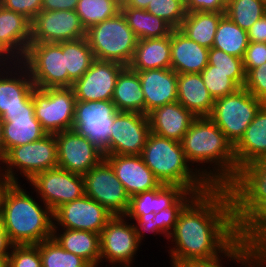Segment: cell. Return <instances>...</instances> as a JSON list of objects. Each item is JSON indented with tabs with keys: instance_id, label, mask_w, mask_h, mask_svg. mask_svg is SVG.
I'll list each match as a JSON object with an SVG mask.
<instances>
[{
	"instance_id": "1",
	"label": "cell",
	"mask_w": 266,
	"mask_h": 267,
	"mask_svg": "<svg viewBox=\"0 0 266 267\" xmlns=\"http://www.w3.org/2000/svg\"><path fill=\"white\" fill-rule=\"evenodd\" d=\"M227 187H211L196 195L179 213L168 237L170 260L207 259L221 255L237 238Z\"/></svg>"
},
{
	"instance_id": "2",
	"label": "cell",
	"mask_w": 266,
	"mask_h": 267,
	"mask_svg": "<svg viewBox=\"0 0 266 267\" xmlns=\"http://www.w3.org/2000/svg\"><path fill=\"white\" fill-rule=\"evenodd\" d=\"M181 145L187 161L191 166L196 163V172L211 187H227L235 178L237 163L234 146L209 117H196L182 138ZM205 163L210 164L207 167Z\"/></svg>"
},
{
	"instance_id": "3",
	"label": "cell",
	"mask_w": 266,
	"mask_h": 267,
	"mask_svg": "<svg viewBox=\"0 0 266 267\" xmlns=\"http://www.w3.org/2000/svg\"><path fill=\"white\" fill-rule=\"evenodd\" d=\"M20 184L3 182L0 187L2 223L14 245L39 244L53 236V211Z\"/></svg>"
},
{
	"instance_id": "4",
	"label": "cell",
	"mask_w": 266,
	"mask_h": 267,
	"mask_svg": "<svg viewBox=\"0 0 266 267\" xmlns=\"http://www.w3.org/2000/svg\"><path fill=\"white\" fill-rule=\"evenodd\" d=\"M141 157L161 184L179 185L197 195L211 188L187 161L181 142L150 132Z\"/></svg>"
},
{
	"instance_id": "5",
	"label": "cell",
	"mask_w": 266,
	"mask_h": 267,
	"mask_svg": "<svg viewBox=\"0 0 266 267\" xmlns=\"http://www.w3.org/2000/svg\"><path fill=\"white\" fill-rule=\"evenodd\" d=\"M85 38L94 59L114 61L124 66L130 64L138 41L121 11L89 27Z\"/></svg>"
},
{
	"instance_id": "6",
	"label": "cell",
	"mask_w": 266,
	"mask_h": 267,
	"mask_svg": "<svg viewBox=\"0 0 266 267\" xmlns=\"http://www.w3.org/2000/svg\"><path fill=\"white\" fill-rule=\"evenodd\" d=\"M55 167L57 141L54 134H47L38 141L11 148L0 162V177L3 182L19 183V172L29 182L36 174Z\"/></svg>"
},
{
	"instance_id": "7",
	"label": "cell",
	"mask_w": 266,
	"mask_h": 267,
	"mask_svg": "<svg viewBox=\"0 0 266 267\" xmlns=\"http://www.w3.org/2000/svg\"><path fill=\"white\" fill-rule=\"evenodd\" d=\"M227 188L240 228L266 202V156L240 167Z\"/></svg>"
},
{
	"instance_id": "8",
	"label": "cell",
	"mask_w": 266,
	"mask_h": 267,
	"mask_svg": "<svg viewBox=\"0 0 266 267\" xmlns=\"http://www.w3.org/2000/svg\"><path fill=\"white\" fill-rule=\"evenodd\" d=\"M263 104L248 90L240 88L233 94L215 99L209 118L235 146Z\"/></svg>"
},
{
	"instance_id": "9",
	"label": "cell",
	"mask_w": 266,
	"mask_h": 267,
	"mask_svg": "<svg viewBox=\"0 0 266 267\" xmlns=\"http://www.w3.org/2000/svg\"><path fill=\"white\" fill-rule=\"evenodd\" d=\"M20 62L28 69L36 88L69 87L63 42H31Z\"/></svg>"
},
{
	"instance_id": "10",
	"label": "cell",
	"mask_w": 266,
	"mask_h": 267,
	"mask_svg": "<svg viewBox=\"0 0 266 267\" xmlns=\"http://www.w3.org/2000/svg\"><path fill=\"white\" fill-rule=\"evenodd\" d=\"M32 97L35 117L48 134L72 129L76 103L72 87L35 88Z\"/></svg>"
},
{
	"instance_id": "11",
	"label": "cell",
	"mask_w": 266,
	"mask_h": 267,
	"mask_svg": "<svg viewBox=\"0 0 266 267\" xmlns=\"http://www.w3.org/2000/svg\"><path fill=\"white\" fill-rule=\"evenodd\" d=\"M116 111L111 100L76 101L72 129L88 138L104 156L109 155V137Z\"/></svg>"
},
{
	"instance_id": "12",
	"label": "cell",
	"mask_w": 266,
	"mask_h": 267,
	"mask_svg": "<svg viewBox=\"0 0 266 267\" xmlns=\"http://www.w3.org/2000/svg\"><path fill=\"white\" fill-rule=\"evenodd\" d=\"M28 183L53 212L61 205L85 195L82 175L55 167L36 174Z\"/></svg>"
},
{
	"instance_id": "13",
	"label": "cell",
	"mask_w": 266,
	"mask_h": 267,
	"mask_svg": "<svg viewBox=\"0 0 266 267\" xmlns=\"http://www.w3.org/2000/svg\"><path fill=\"white\" fill-rule=\"evenodd\" d=\"M83 179L86 196L101 204L114 216L126 214L130 196L105 159L84 174Z\"/></svg>"
},
{
	"instance_id": "14",
	"label": "cell",
	"mask_w": 266,
	"mask_h": 267,
	"mask_svg": "<svg viewBox=\"0 0 266 267\" xmlns=\"http://www.w3.org/2000/svg\"><path fill=\"white\" fill-rule=\"evenodd\" d=\"M125 215H115L100 233V262L134 265L140 244L133 223ZM134 260V261H133Z\"/></svg>"
},
{
	"instance_id": "15",
	"label": "cell",
	"mask_w": 266,
	"mask_h": 267,
	"mask_svg": "<svg viewBox=\"0 0 266 267\" xmlns=\"http://www.w3.org/2000/svg\"><path fill=\"white\" fill-rule=\"evenodd\" d=\"M113 216L101 204L84 195L61 205L53 212V228L83 230L100 234Z\"/></svg>"
},
{
	"instance_id": "16",
	"label": "cell",
	"mask_w": 266,
	"mask_h": 267,
	"mask_svg": "<svg viewBox=\"0 0 266 267\" xmlns=\"http://www.w3.org/2000/svg\"><path fill=\"white\" fill-rule=\"evenodd\" d=\"M150 132L146 114L116 111L109 137V155H141Z\"/></svg>"
},
{
	"instance_id": "17",
	"label": "cell",
	"mask_w": 266,
	"mask_h": 267,
	"mask_svg": "<svg viewBox=\"0 0 266 267\" xmlns=\"http://www.w3.org/2000/svg\"><path fill=\"white\" fill-rule=\"evenodd\" d=\"M57 141L58 167L79 175L86 174L103 159V152L75 130L54 133Z\"/></svg>"
},
{
	"instance_id": "18",
	"label": "cell",
	"mask_w": 266,
	"mask_h": 267,
	"mask_svg": "<svg viewBox=\"0 0 266 267\" xmlns=\"http://www.w3.org/2000/svg\"><path fill=\"white\" fill-rule=\"evenodd\" d=\"M86 36L75 10L39 12L31 22V42L59 43Z\"/></svg>"
},
{
	"instance_id": "19",
	"label": "cell",
	"mask_w": 266,
	"mask_h": 267,
	"mask_svg": "<svg viewBox=\"0 0 266 267\" xmlns=\"http://www.w3.org/2000/svg\"><path fill=\"white\" fill-rule=\"evenodd\" d=\"M125 67L118 62L94 59L72 86L76 101L112 100L117 78Z\"/></svg>"
},
{
	"instance_id": "20",
	"label": "cell",
	"mask_w": 266,
	"mask_h": 267,
	"mask_svg": "<svg viewBox=\"0 0 266 267\" xmlns=\"http://www.w3.org/2000/svg\"><path fill=\"white\" fill-rule=\"evenodd\" d=\"M1 117L4 121L3 140L6 152L16 146L38 141L48 134L35 117L33 97L24 104V108L6 110Z\"/></svg>"
},
{
	"instance_id": "21",
	"label": "cell",
	"mask_w": 266,
	"mask_h": 267,
	"mask_svg": "<svg viewBox=\"0 0 266 267\" xmlns=\"http://www.w3.org/2000/svg\"><path fill=\"white\" fill-rule=\"evenodd\" d=\"M104 159L111 165L130 197L161 185L141 155H105Z\"/></svg>"
},
{
	"instance_id": "22",
	"label": "cell",
	"mask_w": 266,
	"mask_h": 267,
	"mask_svg": "<svg viewBox=\"0 0 266 267\" xmlns=\"http://www.w3.org/2000/svg\"><path fill=\"white\" fill-rule=\"evenodd\" d=\"M35 88L28 69L20 61L0 67V115L9 109L24 108Z\"/></svg>"
},
{
	"instance_id": "23",
	"label": "cell",
	"mask_w": 266,
	"mask_h": 267,
	"mask_svg": "<svg viewBox=\"0 0 266 267\" xmlns=\"http://www.w3.org/2000/svg\"><path fill=\"white\" fill-rule=\"evenodd\" d=\"M30 43L31 21L0 4V49L12 61H21Z\"/></svg>"
},
{
	"instance_id": "24",
	"label": "cell",
	"mask_w": 266,
	"mask_h": 267,
	"mask_svg": "<svg viewBox=\"0 0 266 267\" xmlns=\"http://www.w3.org/2000/svg\"><path fill=\"white\" fill-rule=\"evenodd\" d=\"M145 98V114L177 101V73L171 68L136 71Z\"/></svg>"
},
{
	"instance_id": "25",
	"label": "cell",
	"mask_w": 266,
	"mask_h": 267,
	"mask_svg": "<svg viewBox=\"0 0 266 267\" xmlns=\"http://www.w3.org/2000/svg\"><path fill=\"white\" fill-rule=\"evenodd\" d=\"M147 116L151 132L178 142L196 118L177 101L155 108Z\"/></svg>"
},
{
	"instance_id": "26",
	"label": "cell",
	"mask_w": 266,
	"mask_h": 267,
	"mask_svg": "<svg viewBox=\"0 0 266 267\" xmlns=\"http://www.w3.org/2000/svg\"><path fill=\"white\" fill-rule=\"evenodd\" d=\"M171 66L177 74L201 73L208 65L209 49L191 40L179 28L170 33Z\"/></svg>"
},
{
	"instance_id": "27",
	"label": "cell",
	"mask_w": 266,
	"mask_h": 267,
	"mask_svg": "<svg viewBox=\"0 0 266 267\" xmlns=\"http://www.w3.org/2000/svg\"><path fill=\"white\" fill-rule=\"evenodd\" d=\"M177 102L195 117H209L215 100L206 88L200 73L177 74Z\"/></svg>"
},
{
	"instance_id": "28",
	"label": "cell",
	"mask_w": 266,
	"mask_h": 267,
	"mask_svg": "<svg viewBox=\"0 0 266 267\" xmlns=\"http://www.w3.org/2000/svg\"><path fill=\"white\" fill-rule=\"evenodd\" d=\"M266 156V103L248 125L244 136L234 146V157L238 169Z\"/></svg>"
},
{
	"instance_id": "29",
	"label": "cell",
	"mask_w": 266,
	"mask_h": 267,
	"mask_svg": "<svg viewBox=\"0 0 266 267\" xmlns=\"http://www.w3.org/2000/svg\"><path fill=\"white\" fill-rule=\"evenodd\" d=\"M187 191L179 185H164L130 197L127 218H138L140 215L158 213L172 207Z\"/></svg>"
},
{
	"instance_id": "30",
	"label": "cell",
	"mask_w": 266,
	"mask_h": 267,
	"mask_svg": "<svg viewBox=\"0 0 266 267\" xmlns=\"http://www.w3.org/2000/svg\"><path fill=\"white\" fill-rule=\"evenodd\" d=\"M171 66L170 35L139 39L128 67L134 71L166 69Z\"/></svg>"
},
{
	"instance_id": "31",
	"label": "cell",
	"mask_w": 266,
	"mask_h": 267,
	"mask_svg": "<svg viewBox=\"0 0 266 267\" xmlns=\"http://www.w3.org/2000/svg\"><path fill=\"white\" fill-rule=\"evenodd\" d=\"M52 237L64 250L82 257L92 267H99L100 234L83 230L53 228Z\"/></svg>"
},
{
	"instance_id": "32",
	"label": "cell",
	"mask_w": 266,
	"mask_h": 267,
	"mask_svg": "<svg viewBox=\"0 0 266 267\" xmlns=\"http://www.w3.org/2000/svg\"><path fill=\"white\" fill-rule=\"evenodd\" d=\"M111 101L118 112L145 114V98L136 71L126 66L119 73Z\"/></svg>"
},
{
	"instance_id": "33",
	"label": "cell",
	"mask_w": 266,
	"mask_h": 267,
	"mask_svg": "<svg viewBox=\"0 0 266 267\" xmlns=\"http://www.w3.org/2000/svg\"><path fill=\"white\" fill-rule=\"evenodd\" d=\"M225 12H187L180 30L191 40L208 49L213 47L215 33Z\"/></svg>"
},
{
	"instance_id": "34",
	"label": "cell",
	"mask_w": 266,
	"mask_h": 267,
	"mask_svg": "<svg viewBox=\"0 0 266 267\" xmlns=\"http://www.w3.org/2000/svg\"><path fill=\"white\" fill-rule=\"evenodd\" d=\"M224 257V258H223ZM241 264L240 267H257L256 257L239 236L221 255L207 259L170 260V267H224L222 260ZM227 267V266H226Z\"/></svg>"
},
{
	"instance_id": "35",
	"label": "cell",
	"mask_w": 266,
	"mask_h": 267,
	"mask_svg": "<svg viewBox=\"0 0 266 267\" xmlns=\"http://www.w3.org/2000/svg\"><path fill=\"white\" fill-rule=\"evenodd\" d=\"M120 11L138 40L169 36L173 29L162 18L152 15L145 9L120 7Z\"/></svg>"
},
{
	"instance_id": "36",
	"label": "cell",
	"mask_w": 266,
	"mask_h": 267,
	"mask_svg": "<svg viewBox=\"0 0 266 267\" xmlns=\"http://www.w3.org/2000/svg\"><path fill=\"white\" fill-rule=\"evenodd\" d=\"M249 39L247 31L235 24L226 14L220 19L215 33L213 48L243 58Z\"/></svg>"
},
{
	"instance_id": "37",
	"label": "cell",
	"mask_w": 266,
	"mask_h": 267,
	"mask_svg": "<svg viewBox=\"0 0 266 267\" xmlns=\"http://www.w3.org/2000/svg\"><path fill=\"white\" fill-rule=\"evenodd\" d=\"M63 54H65V70L68 72L69 87L79 80L89 69L94 60L93 52L85 37L63 41Z\"/></svg>"
},
{
	"instance_id": "38",
	"label": "cell",
	"mask_w": 266,
	"mask_h": 267,
	"mask_svg": "<svg viewBox=\"0 0 266 267\" xmlns=\"http://www.w3.org/2000/svg\"><path fill=\"white\" fill-rule=\"evenodd\" d=\"M202 80L213 99L224 97L244 88L246 72L202 70Z\"/></svg>"
},
{
	"instance_id": "39",
	"label": "cell",
	"mask_w": 266,
	"mask_h": 267,
	"mask_svg": "<svg viewBox=\"0 0 266 267\" xmlns=\"http://www.w3.org/2000/svg\"><path fill=\"white\" fill-rule=\"evenodd\" d=\"M120 6L117 0H78L75 12L87 30L93 25L114 17L120 12Z\"/></svg>"
},
{
	"instance_id": "40",
	"label": "cell",
	"mask_w": 266,
	"mask_h": 267,
	"mask_svg": "<svg viewBox=\"0 0 266 267\" xmlns=\"http://www.w3.org/2000/svg\"><path fill=\"white\" fill-rule=\"evenodd\" d=\"M42 259V267H92L85 259L64 250L52 237L36 244Z\"/></svg>"
},
{
	"instance_id": "41",
	"label": "cell",
	"mask_w": 266,
	"mask_h": 267,
	"mask_svg": "<svg viewBox=\"0 0 266 267\" xmlns=\"http://www.w3.org/2000/svg\"><path fill=\"white\" fill-rule=\"evenodd\" d=\"M225 14L247 31L266 14V6L260 0H233L227 5Z\"/></svg>"
},
{
	"instance_id": "42",
	"label": "cell",
	"mask_w": 266,
	"mask_h": 267,
	"mask_svg": "<svg viewBox=\"0 0 266 267\" xmlns=\"http://www.w3.org/2000/svg\"><path fill=\"white\" fill-rule=\"evenodd\" d=\"M145 10L162 18L173 29L180 28L187 13L185 0H153Z\"/></svg>"
},
{
	"instance_id": "43",
	"label": "cell",
	"mask_w": 266,
	"mask_h": 267,
	"mask_svg": "<svg viewBox=\"0 0 266 267\" xmlns=\"http://www.w3.org/2000/svg\"><path fill=\"white\" fill-rule=\"evenodd\" d=\"M196 195L194 191H187L172 207L155 213L153 221L155 231L158 232L159 236L162 234L168 240L177 223L179 213Z\"/></svg>"
},
{
	"instance_id": "44",
	"label": "cell",
	"mask_w": 266,
	"mask_h": 267,
	"mask_svg": "<svg viewBox=\"0 0 266 267\" xmlns=\"http://www.w3.org/2000/svg\"><path fill=\"white\" fill-rule=\"evenodd\" d=\"M7 267H42L38 246L14 245L7 259Z\"/></svg>"
},
{
	"instance_id": "45",
	"label": "cell",
	"mask_w": 266,
	"mask_h": 267,
	"mask_svg": "<svg viewBox=\"0 0 266 267\" xmlns=\"http://www.w3.org/2000/svg\"><path fill=\"white\" fill-rule=\"evenodd\" d=\"M203 70L245 72L242 58L230 55L213 47L209 49L208 65Z\"/></svg>"
},
{
	"instance_id": "46",
	"label": "cell",
	"mask_w": 266,
	"mask_h": 267,
	"mask_svg": "<svg viewBox=\"0 0 266 267\" xmlns=\"http://www.w3.org/2000/svg\"><path fill=\"white\" fill-rule=\"evenodd\" d=\"M244 88L257 99L266 103V62L246 74Z\"/></svg>"
},
{
	"instance_id": "47",
	"label": "cell",
	"mask_w": 266,
	"mask_h": 267,
	"mask_svg": "<svg viewBox=\"0 0 266 267\" xmlns=\"http://www.w3.org/2000/svg\"><path fill=\"white\" fill-rule=\"evenodd\" d=\"M0 4L9 10L22 14L31 22L42 11V0H0Z\"/></svg>"
},
{
	"instance_id": "48",
	"label": "cell",
	"mask_w": 266,
	"mask_h": 267,
	"mask_svg": "<svg viewBox=\"0 0 266 267\" xmlns=\"http://www.w3.org/2000/svg\"><path fill=\"white\" fill-rule=\"evenodd\" d=\"M246 74L266 62V43L249 42L242 58Z\"/></svg>"
},
{
	"instance_id": "49",
	"label": "cell",
	"mask_w": 266,
	"mask_h": 267,
	"mask_svg": "<svg viewBox=\"0 0 266 267\" xmlns=\"http://www.w3.org/2000/svg\"><path fill=\"white\" fill-rule=\"evenodd\" d=\"M226 8L227 4L223 0H185L186 12H226Z\"/></svg>"
},
{
	"instance_id": "50",
	"label": "cell",
	"mask_w": 266,
	"mask_h": 267,
	"mask_svg": "<svg viewBox=\"0 0 266 267\" xmlns=\"http://www.w3.org/2000/svg\"><path fill=\"white\" fill-rule=\"evenodd\" d=\"M154 217L155 213L152 212L140 215L138 218H129L131 222L133 221L136 237L140 244L144 240V235L146 236L145 233H154V235H158V232L155 231V223L153 221Z\"/></svg>"
},
{
	"instance_id": "51",
	"label": "cell",
	"mask_w": 266,
	"mask_h": 267,
	"mask_svg": "<svg viewBox=\"0 0 266 267\" xmlns=\"http://www.w3.org/2000/svg\"><path fill=\"white\" fill-rule=\"evenodd\" d=\"M249 42L266 43V14L257 20L249 30H247Z\"/></svg>"
},
{
	"instance_id": "52",
	"label": "cell",
	"mask_w": 266,
	"mask_h": 267,
	"mask_svg": "<svg viewBox=\"0 0 266 267\" xmlns=\"http://www.w3.org/2000/svg\"><path fill=\"white\" fill-rule=\"evenodd\" d=\"M78 0H42V10H75Z\"/></svg>"
},
{
	"instance_id": "53",
	"label": "cell",
	"mask_w": 266,
	"mask_h": 267,
	"mask_svg": "<svg viewBox=\"0 0 266 267\" xmlns=\"http://www.w3.org/2000/svg\"><path fill=\"white\" fill-rule=\"evenodd\" d=\"M14 244L7 235L4 226H0V256L8 257Z\"/></svg>"
},
{
	"instance_id": "54",
	"label": "cell",
	"mask_w": 266,
	"mask_h": 267,
	"mask_svg": "<svg viewBox=\"0 0 266 267\" xmlns=\"http://www.w3.org/2000/svg\"><path fill=\"white\" fill-rule=\"evenodd\" d=\"M257 267H266V241L254 252Z\"/></svg>"
},
{
	"instance_id": "55",
	"label": "cell",
	"mask_w": 266,
	"mask_h": 267,
	"mask_svg": "<svg viewBox=\"0 0 266 267\" xmlns=\"http://www.w3.org/2000/svg\"><path fill=\"white\" fill-rule=\"evenodd\" d=\"M153 0H123V3L120 7H132L139 9H146L149 2Z\"/></svg>"
},
{
	"instance_id": "56",
	"label": "cell",
	"mask_w": 266,
	"mask_h": 267,
	"mask_svg": "<svg viewBox=\"0 0 266 267\" xmlns=\"http://www.w3.org/2000/svg\"><path fill=\"white\" fill-rule=\"evenodd\" d=\"M3 118L0 115V162L5 158L7 152L3 140Z\"/></svg>"
},
{
	"instance_id": "57",
	"label": "cell",
	"mask_w": 266,
	"mask_h": 267,
	"mask_svg": "<svg viewBox=\"0 0 266 267\" xmlns=\"http://www.w3.org/2000/svg\"><path fill=\"white\" fill-rule=\"evenodd\" d=\"M13 61L0 49V67L8 66Z\"/></svg>"
},
{
	"instance_id": "58",
	"label": "cell",
	"mask_w": 266,
	"mask_h": 267,
	"mask_svg": "<svg viewBox=\"0 0 266 267\" xmlns=\"http://www.w3.org/2000/svg\"><path fill=\"white\" fill-rule=\"evenodd\" d=\"M7 259H8V257H1L0 256V267H7Z\"/></svg>"
},
{
	"instance_id": "59",
	"label": "cell",
	"mask_w": 266,
	"mask_h": 267,
	"mask_svg": "<svg viewBox=\"0 0 266 267\" xmlns=\"http://www.w3.org/2000/svg\"><path fill=\"white\" fill-rule=\"evenodd\" d=\"M0 226H3V223H2V206H1V202H0Z\"/></svg>"
},
{
	"instance_id": "60",
	"label": "cell",
	"mask_w": 266,
	"mask_h": 267,
	"mask_svg": "<svg viewBox=\"0 0 266 267\" xmlns=\"http://www.w3.org/2000/svg\"><path fill=\"white\" fill-rule=\"evenodd\" d=\"M111 267H133L132 265H112Z\"/></svg>"
},
{
	"instance_id": "61",
	"label": "cell",
	"mask_w": 266,
	"mask_h": 267,
	"mask_svg": "<svg viewBox=\"0 0 266 267\" xmlns=\"http://www.w3.org/2000/svg\"><path fill=\"white\" fill-rule=\"evenodd\" d=\"M227 5L233 0H223Z\"/></svg>"
},
{
	"instance_id": "62",
	"label": "cell",
	"mask_w": 266,
	"mask_h": 267,
	"mask_svg": "<svg viewBox=\"0 0 266 267\" xmlns=\"http://www.w3.org/2000/svg\"><path fill=\"white\" fill-rule=\"evenodd\" d=\"M266 6V0H260Z\"/></svg>"
},
{
	"instance_id": "63",
	"label": "cell",
	"mask_w": 266,
	"mask_h": 267,
	"mask_svg": "<svg viewBox=\"0 0 266 267\" xmlns=\"http://www.w3.org/2000/svg\"><path fill=\"white\" fill-rule=\"evenodd\" d=\"M2 183H3V180H2V178L0 177V187H1Z\"/></svg>"
},
{
	"instance_id": "64",
	"label": "cell",
	"mask_w": 266,
	"mask_h": 267,
	"mask_svg": "<svg viewBox=\"0 0 266 267\" xmlns=\"http://www.w3.org/2000/svg\"><path fill=\"white\" fill-rule=\"evenodd\" d=\"M120 4H122L123 3V0H117Z\"/></svg>"
}]
</instances>
